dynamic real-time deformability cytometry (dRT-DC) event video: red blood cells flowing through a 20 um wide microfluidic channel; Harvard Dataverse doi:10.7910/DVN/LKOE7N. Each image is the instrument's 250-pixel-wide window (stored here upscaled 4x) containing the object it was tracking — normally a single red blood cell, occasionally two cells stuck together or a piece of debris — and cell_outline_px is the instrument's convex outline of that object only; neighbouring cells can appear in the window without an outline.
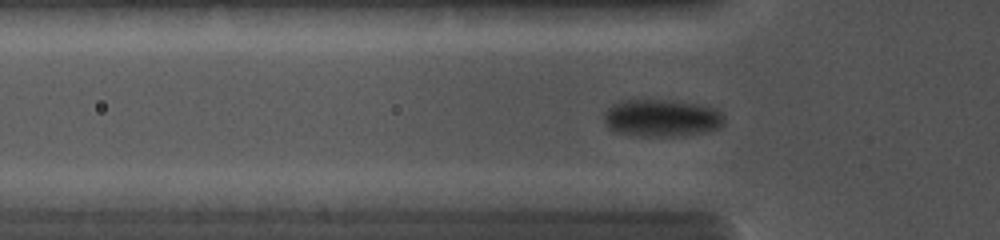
{"species": "common noctule bat (a hibernating species)", "species_latin": "Nyctalus noctula", "temperature_condition": "cold", "stored_images_in_passage": 31, "camera_frame_rate_fps": 5000, "um_per_image_px": 0.085, "animal": {"sex": "female", "body_mass_g": 19.0, "forearm_length_mm": 56.7}, "frame": {"image": 1, "passage_image": 2, "time_ms": 0.2, "image_size_px": [1000, 240], "cell_outline_px": [[724, 124], [708, 132], [684, 136], [640, 136], [616, 132], [608, 128], [604, 124], [604, 112], [612, 104], [620, 100], [672, 100], [696, 104], [712, 108], [720, 112], [724, 116]], "centroid_in_image_um": [56.21, 10.04], "position_along_channel_um": 69.6, "area_um2": 26.36}}
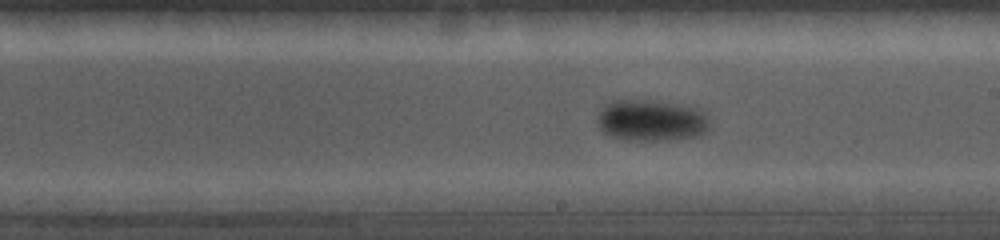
{"frame": {"image": 2, "passage_image": 14, "time_ms": 4.0, "image_size_px": [1000, 240], "cell_outline_px": [[708, 128], [700, 136], [660, 140], [628, 140], [612, 136], [604, 132], [600, 128], [596, 120], [600, 112], [612, 100], [640, 100], [676, 104], [692, 108], [704, 112], [708, 120]], "centroid_in_image_um": [55.34, 10.25], "position_along_channel_um": 233.7, "area_um2": 26.47}}
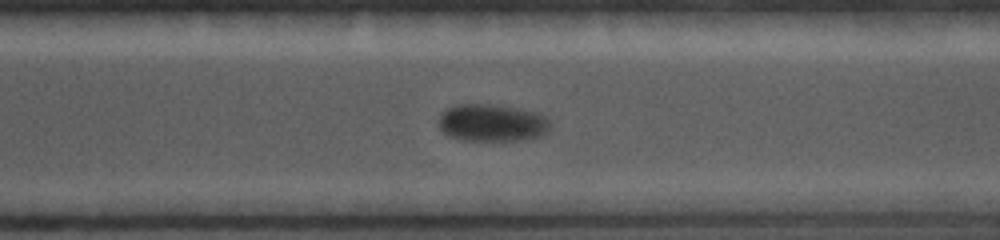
{"frame": {"image": 3, "passage_image": 26, "time_ms": 6.2, "image_size_px": [1000, 240], "cell_outline_px": [[548, 132], [544, 136], [524, 140], [464, 140], [448, 136], [440, 128], [440, 116], [448, 108], [456, 104], [488, 104], [516, 108], [540, 112], [548, 116]], "centroid_in_image_um": [41.88, 10.44], "position_along_channel_um": 328.7, "area_um2": 24.33}}